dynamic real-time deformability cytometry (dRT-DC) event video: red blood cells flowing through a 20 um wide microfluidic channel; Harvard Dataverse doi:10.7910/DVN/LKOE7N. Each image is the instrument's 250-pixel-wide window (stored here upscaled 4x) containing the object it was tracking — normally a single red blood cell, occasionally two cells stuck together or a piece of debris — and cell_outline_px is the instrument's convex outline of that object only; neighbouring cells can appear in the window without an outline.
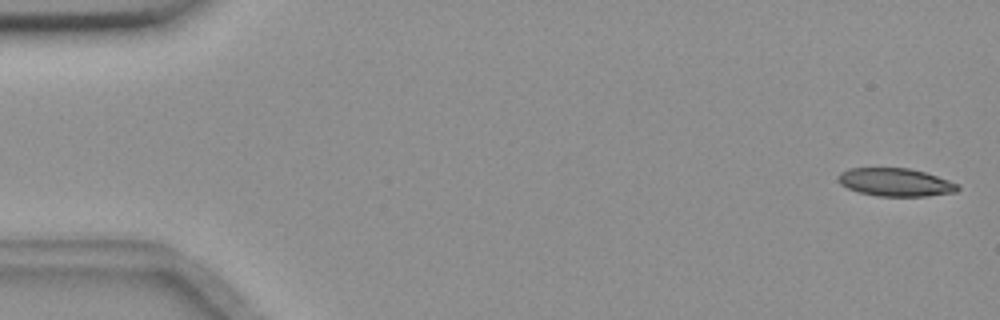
{"species": "common noctule bat (a hibernating species)", "species_latin": "Nyctalus noctula", "temperature_condition": "room temperature", "stored_images_in_passage": 6, "camera_frame_rate_fps": 3000, "um_per_image_px": 0.085, "animal": {"sex": "female", "body_mass_g": 18.4}, "frame": {"image": 1, "passage_image": 1, "time_ms": 0.0, "image_size_px": [1000, 320], "cell_outline_px": [[960, 188], [956, 192], [924, 196], [876, 196], [860, 192], [848, 188], [840, 184], [836, 180], [836, 176], [840, 172], [848, 168], [908, 168], [924, 172], [960, 184]], "centroid_in_image_um": [76.08, 15.49], "position_along_channel_um": 8.9, "area_um2": 19.59}}